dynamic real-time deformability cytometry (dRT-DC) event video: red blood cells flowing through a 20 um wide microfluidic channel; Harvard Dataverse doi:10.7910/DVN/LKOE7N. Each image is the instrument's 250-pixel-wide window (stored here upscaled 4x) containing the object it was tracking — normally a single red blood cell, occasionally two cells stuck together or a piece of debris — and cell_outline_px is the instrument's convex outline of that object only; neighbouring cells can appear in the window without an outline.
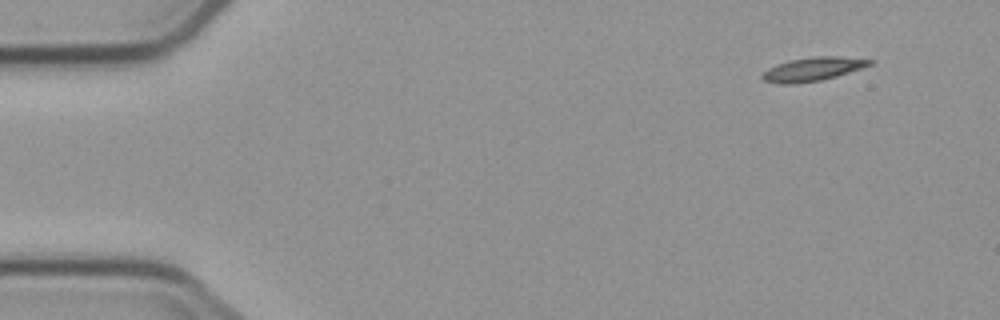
{"species": "common noctule bat (a hibernating species)", "species_latin": "Nyctalus noctula", "temperature_condition": "cold", "stored_images_in_passage": 6, "camera_frame_rate_fps": 3000, "um_per_image_px": 0.085, "animal": {"sex": "male", "body_mass_g": 23.1, "forearm_length_mm": 52.7}, "frame": {"image": 1, "passage_image": 6, "time_ms": 7.0, "image_size_px": [1000, 320], "cell_outline_px": [[876, 60], [872, 64], [836, 76], [820, 80], [788, 84], [780, 84], [764, 80], [760, 76], [768, 68], [776, 64], [788, 60], [812, 56], [840, 56]], "centroid_in_image_um": [69.08, 5.85], "position_along_channel_um": 15.9, "area_um2": 14.74}}